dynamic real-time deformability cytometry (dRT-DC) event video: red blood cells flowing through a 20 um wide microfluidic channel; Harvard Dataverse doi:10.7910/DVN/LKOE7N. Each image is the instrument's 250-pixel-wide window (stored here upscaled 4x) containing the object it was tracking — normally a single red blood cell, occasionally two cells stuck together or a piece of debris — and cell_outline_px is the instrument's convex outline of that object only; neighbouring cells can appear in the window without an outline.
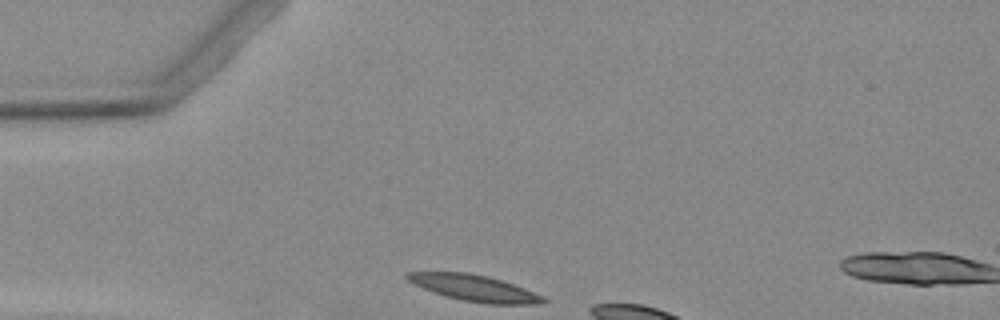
{"species": "Egyptian fruit bat (a non-hibernating species)", "species_latin": "Rousettus aegyptiacus", "temperature_condition": "warm", "stored_images_in_passage": 2, "camera_frame_rate_fps": 3000, "um_per_image_px": 0.085, "animal": {"sex": "female"}, "frame": {"image": 1, "passage_image": 1, "time_ms": 0.0, "image_size_px": [1000, 320], "cell_outline_px": [[548, 300], [540, 304], [488, 304], [460, 300], [444, 296], [424, 288], [408, 280], [404, 276], [408, 272], [468, 272], [488, 276], [524, 288], [544, 296]], "centroid_in_image_um": [40.35, 24.49], "position_along_channel_um": 44.7, "area_um2": 20.69}}